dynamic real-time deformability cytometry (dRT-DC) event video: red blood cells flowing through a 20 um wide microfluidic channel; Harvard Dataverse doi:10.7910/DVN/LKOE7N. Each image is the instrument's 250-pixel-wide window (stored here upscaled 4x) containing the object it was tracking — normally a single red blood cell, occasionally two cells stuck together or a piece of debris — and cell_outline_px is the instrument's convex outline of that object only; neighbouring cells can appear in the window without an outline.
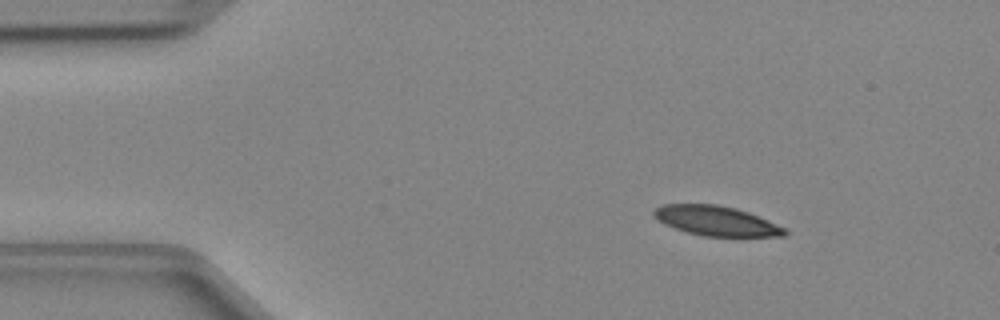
{"species": "Egyptian fruit bat (a non-hibernating species)", "species_latin": "Rousettus aegyptiacus", "temperature_condition": "cold", "stored_images_in_passage": 41, "camera_frame_rate_fps": 3000, "um_per_image_px": 0.085, "animal": {"sex": "female"}, "frame": {"image": 1, "passage_image": 1, "time_ms": 0.0, "image_size_px": [1000, 320], "cell_outline_px": [[788, 232], [784, 236], [704, 236], [688, 232], [664, 224], [652, 216], [652, 212], [660, 204], [716, 204], [736, 208], [748, 212], [768, 220], [784, 228]], "centroid_in_image_um": [60.84, 18.76], "position_along_channel_um": 24.2, "area_um2": 22.54}}
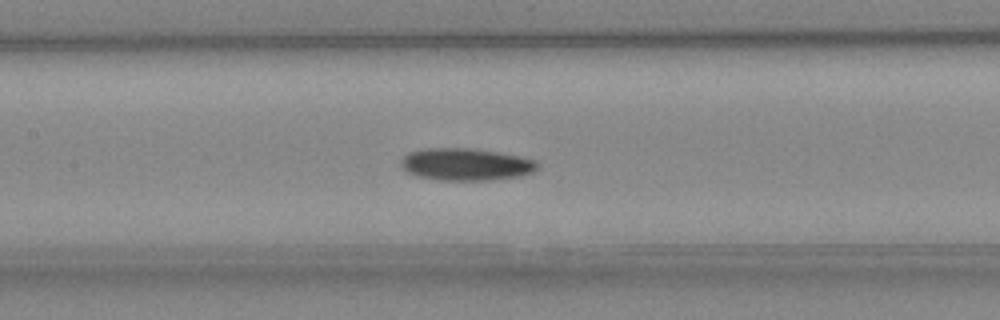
{"frame": {"image": 2, "passage_image": 16, "time_ms": 5.0, "image_size_px": [1000, 320], "cell_outline_px": [[540, 164], [532, 172], [520, 176], [492, 180], [440, 180], [416, 176], [408, 172], [400, 164], [400, 160], [408, 152], [424, 148], [468, 148], [496, 152], [520, 156], [536, 160]], "centroid_in_image_um": [39.59, 13.97], "position_along_channel_um": 167.8, "area_um2": 25.66}}
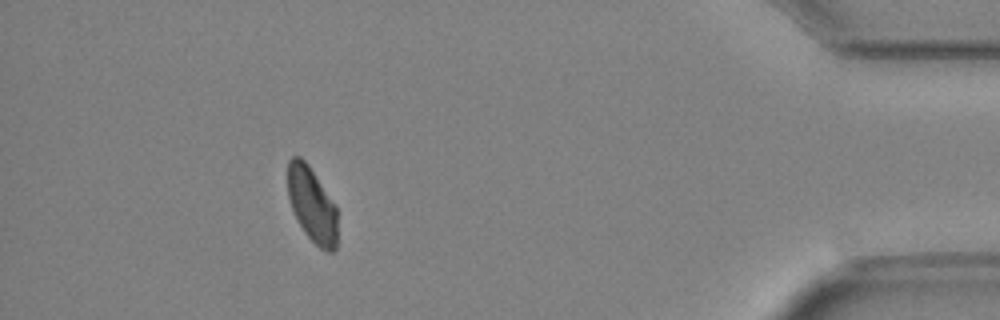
{"frame": {"image": 3, "passage_image": 37, "time_ms": 12.0, "image_size_px": [1000, 320], "cell_outline_px": [[336, 248], [332, 252], [328, 252], [320, 248], [304, 232], [292, 208], [288, 196], [288, 160], [292, 156], [300, 156], [308, 164], [336, 204]], "centroid_in_image_um": [26.52, 17.37], "position_along_channel_um": 408.7, "area_um2": 21.56}}